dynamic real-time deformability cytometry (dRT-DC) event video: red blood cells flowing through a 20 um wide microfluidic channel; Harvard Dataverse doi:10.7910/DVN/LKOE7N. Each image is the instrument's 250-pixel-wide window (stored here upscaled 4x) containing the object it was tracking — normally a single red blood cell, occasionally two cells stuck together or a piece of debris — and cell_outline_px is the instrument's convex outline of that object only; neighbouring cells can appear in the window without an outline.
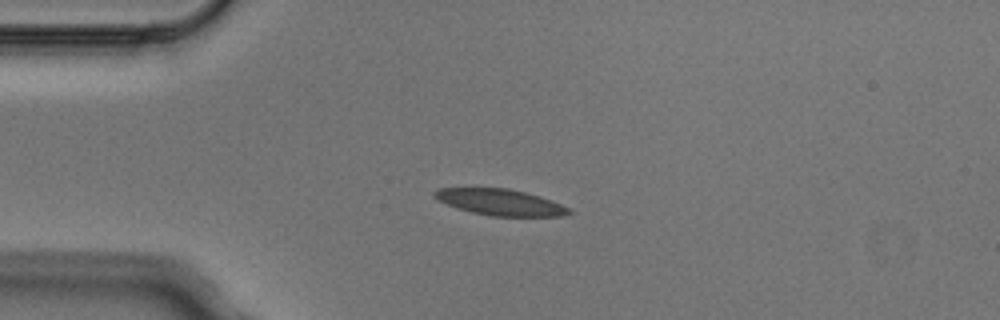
{"species": "Egyptian fruit bat (a non-hibernating species)", "species_latin": "Rousettus aegyptiacus", "temperature_condition": "cold", "stored_images_in_passage": 6, "camera_frame_rate_fps": 3000, "um_per_image_px": 0.085, "animal": {"sex": "male"}, "frame": {"image": 1, "passage_image": 1, "time_ms": 0.0, "image_size_px": [1000, 320], "cell_outline_px": [[572, 212], [564, 216], [492, 216], [472, 212], [456, 208], [436, 200], [432, 196], [432, 192], [440, 188], [508, 188], [540, 196], [560, 204], [568, 208]], "centroid_in_image_um": [42.46, 17.19], "position_along_channel_um": 42.5, "area_um2": 20.52}}
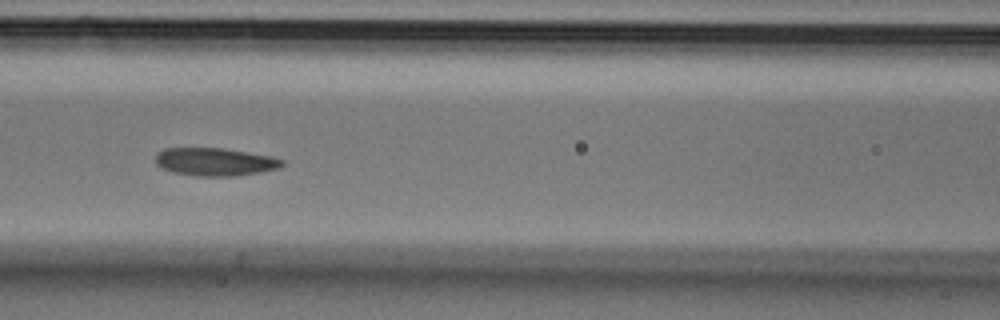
{"frame": {"image": 2, "passage_image": 4, "time_ms": 1.0, "image_size_px": [1000, 320], "cell_outline_px": [[284, 164], [280, 168], [260, 172], [236, 176], [196, 176], [172, 172], [160, 168], [156, 164], [156, 152], [164, 148], [224, 148], [272, 156], [284, 160]], "centroid_in_image_um": [18.27, 13.75], "position_along_channel_um": 148.3, "area_um2": 20.87}}
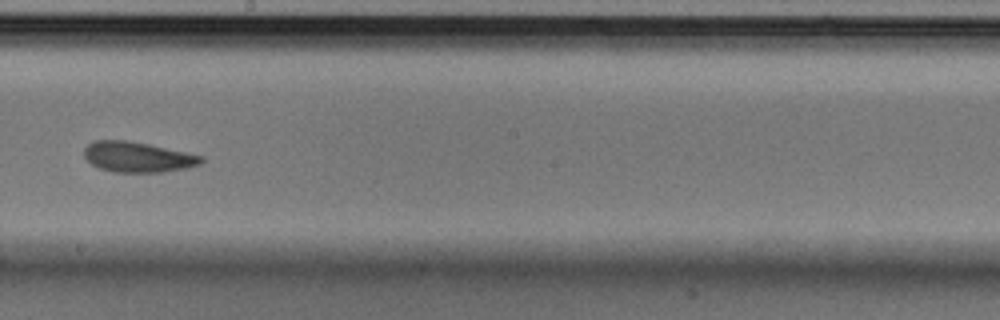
{"frame": {"image": 3, "passage_image": 6, "time_ms": 1.667, "image_size_px": [1000, 320], "cell_outline_px": [[204, 160], [200, 164], [184, 168], [164, 172], [112, 172], [100, 168], [92, 164], [84, 156], [84, 148], [92, 140], [128, 140], [148, 144], [204, 156]], "centroid_in_image_um": [11.68, 13.34], "position_along_channel_um": 236.5, "area_um2": 20.69}}